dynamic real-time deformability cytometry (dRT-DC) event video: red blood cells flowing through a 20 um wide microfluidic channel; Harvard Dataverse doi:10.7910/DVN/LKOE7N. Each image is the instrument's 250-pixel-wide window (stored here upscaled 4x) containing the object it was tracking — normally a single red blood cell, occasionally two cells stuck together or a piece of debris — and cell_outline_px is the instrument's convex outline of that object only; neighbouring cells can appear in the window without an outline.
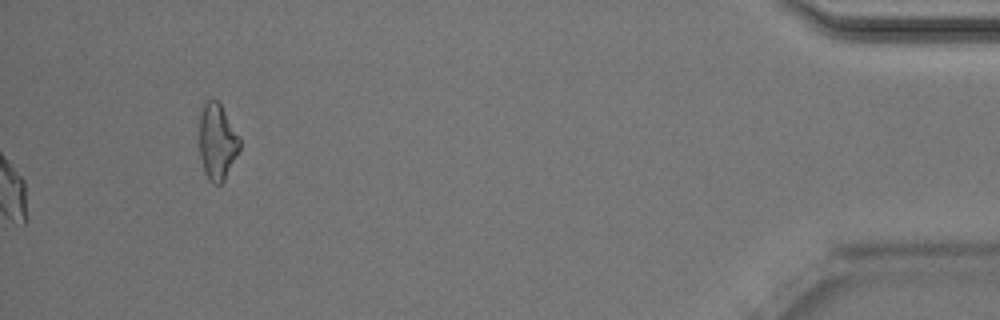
{"species": "Egyptian fruit bat (a non-hibernating species)", "species_latin": "Rousettus aegyptiacus", "temperature_condition": "room temperature", "stored_images_in_passage": 52, "camera_frame_rate_fps": 3000, "um_per_image_px": 0.085, "animal": {"sex": "male"}, "frame": {"image": 1, "passage_image": 52, "time_ms": 17.0, "image_size_px": [1000, 320], "cell_outline_px": [[240, 148], [224, 180], [220, 184], [212, 184], [208, 180], [204, 172], [200, 156], [196, 116], [204, 100], [216, 100], [220, 104], [240, 140]], "centroid_in_image_um": [18.37, 12.01], "position_along_channel_um": 416.8, "area_um2": 18.38}, "authors_computed_cell_mechanics": {"area_um2": 20.1144, "velocity_mm_per_s": 3.9952, "shape_relaxation_time_tau1_ms": 6.3271, "shape_relaxation_time_tau2_ms": 2.3255, "deformation_change_tau1": 0.1373, "deformation_change_tau2": 0.095}}